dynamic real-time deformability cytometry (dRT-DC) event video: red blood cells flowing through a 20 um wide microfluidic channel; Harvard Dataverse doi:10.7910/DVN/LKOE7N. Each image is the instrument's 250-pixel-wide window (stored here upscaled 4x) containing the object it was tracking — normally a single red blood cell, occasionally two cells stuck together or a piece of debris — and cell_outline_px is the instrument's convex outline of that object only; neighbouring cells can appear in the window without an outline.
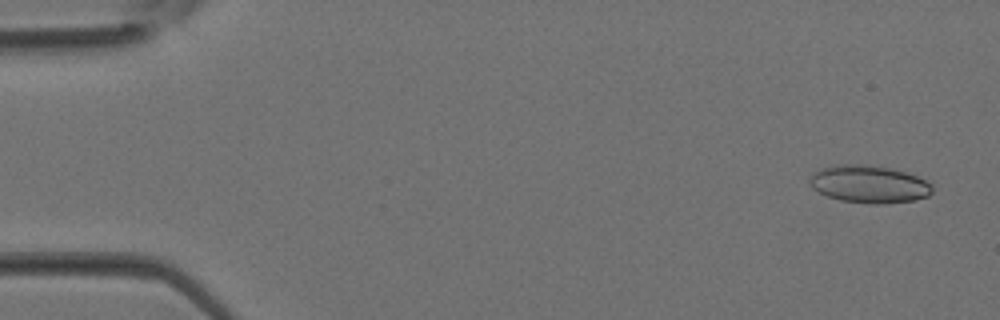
{"species": "Egyptian fruit bat (a non-hibernating species)", "species_latin": "Rousettus aegyptiacus", "temperature_condition": "room temperature", "stored_images_in_passage": 5, "camera_frame_rate_fps": 3000, "um_per_image_px": 0.085, "animal": {"sex": "female"}, "frame": {"image": 1, "passage_image": 5, "time_ms": 1.333, "image_size_px": [1000, 320], "cell_outline_px": [[932, 192], [928, 196], [916, 200], [884, 204], [872, 204], [840, 200], [828, 196], [812, 188], [808, 184], [808, 180], [812, 172], [820, 168], [840, 164], [868, 164], [888, 168], [904, 172], [916, 176], [932, 184]], "centroid_in_image_um": [73.83, 15.65], "position_along_channel_um": 11.2, "area_um2": 26.99}}